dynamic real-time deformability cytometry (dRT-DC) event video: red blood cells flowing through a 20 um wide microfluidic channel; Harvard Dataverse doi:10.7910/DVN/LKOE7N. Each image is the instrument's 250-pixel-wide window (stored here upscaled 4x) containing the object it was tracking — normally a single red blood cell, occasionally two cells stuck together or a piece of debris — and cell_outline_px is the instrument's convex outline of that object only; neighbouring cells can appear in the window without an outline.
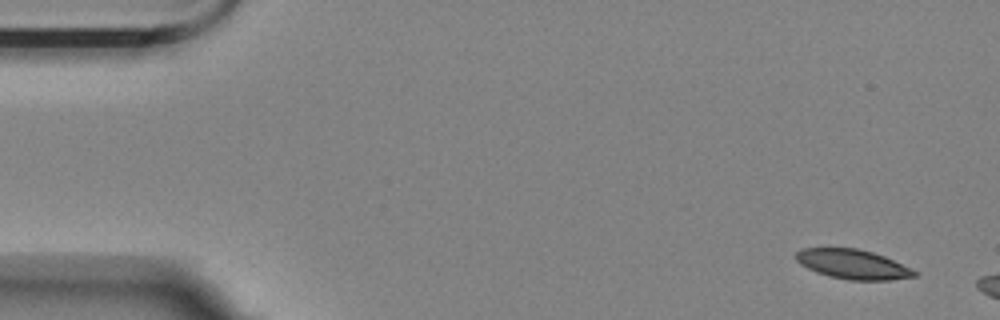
{"species": "Egyptian fruit bat (a non-hibernating species)", "species_latin": "Rousettus aegyptiacus", "temperature_condition": "room temperature", "stored_images_in_passage": 3, "camera_frame_rate_fps": 3000, "um_per_image_px": 0.085, "animal": {"sex": "female"}, "frame": {"image": 1, "passage_image": 1, "time_ms": 0.0, "image_size_px": [1000, 320], "cell_outline_px": [[920, 276], [888, 280], [848, 280], [828, 276], [816, 272], [800, 264], [796, 260], [796, 252], [804, 248], [856, 248], [872, 252], [884, 256], [920, 272]], "centroid_in_image_um": [72.52, 22.47], "position_along_channel_um": 12.5, "area_um2": 20.46}}